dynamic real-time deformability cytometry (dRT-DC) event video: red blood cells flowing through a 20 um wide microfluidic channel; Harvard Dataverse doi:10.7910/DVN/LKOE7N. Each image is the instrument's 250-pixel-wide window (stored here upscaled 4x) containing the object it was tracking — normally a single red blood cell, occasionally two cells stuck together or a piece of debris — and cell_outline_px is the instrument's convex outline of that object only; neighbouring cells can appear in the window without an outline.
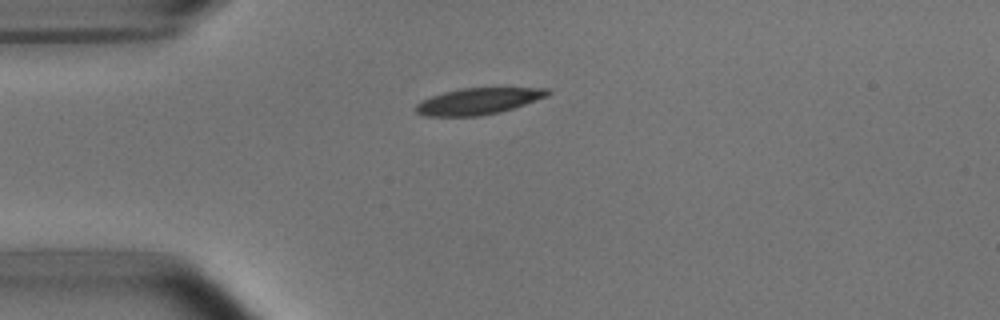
{"species": "common noctule bat (a hibernating species)", "species_latin": "Nyctalus noctula", "temperature_condition": "room temperature", "stored_images_in_passage": 8, "camera_frame_rate_fps": 3000, "um_per_image_px": 0.085, "animal": {"sex": "male", "body_mass_g": 15.6}, "frame": {"image": 1, "passage_image": 1, "time_ms": 0.0, "image_size_px": [1000, 320], "cell_outline_px": [[552, 92], [548, 96], [500, 112], [480, 116], [424, 116], [416, 112], [412, 108], [420, 100], [444, 92], [460, 88], [548, 88]], "centroid_in_image_um": [40.61, 8.6], "position_along_channel_um": 44.4, "area_um2": 20.35}}
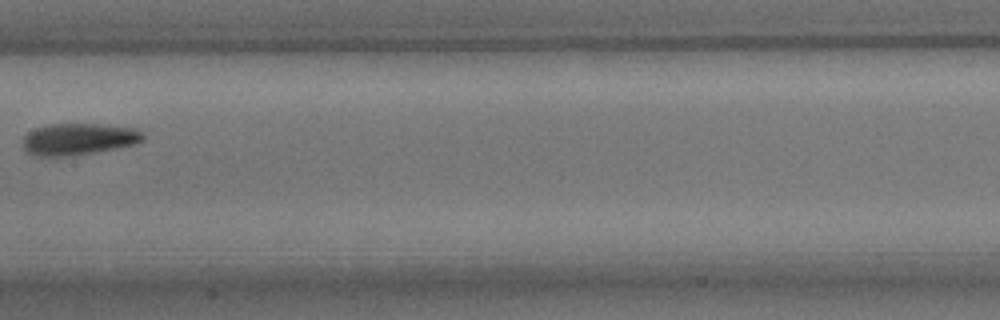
{"frame": {"image": 2, "passage_image": 5, "time_ms": 4.667, "image_size_px": [1000, 320], "cell_outline_px": [[144, 140], [136, 144], [92, 152], [68, 156], [36, 156], [28, 152], [24, 148], [24, 136], [28, 132], [36, 128], [52, 124], [96, 124], [132, 128], [144, 132]], "centroid_in_image_um": [6.68, 11.82], "position_along_channel_um": 200.7, "area_um2": 21.85}}
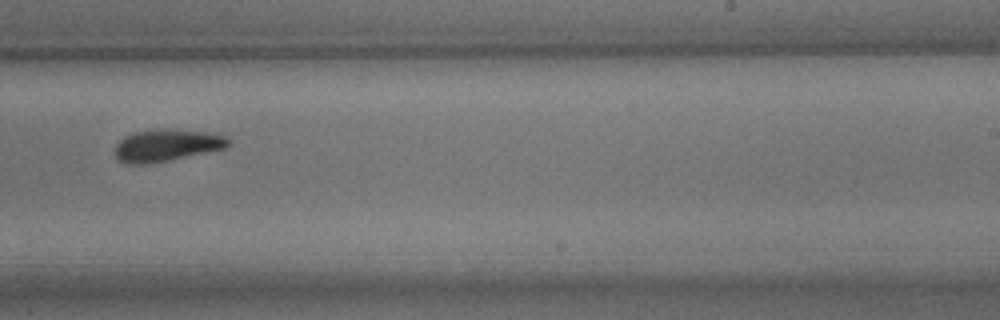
{"frame": {"image": 3, "passage_image": 7, "time_ms": 6.667, "image_size_px": [1000, 320], "cell_outline_px": [[232, 144], [224, 148], [168, 160], [144, 164], [128, 164], [120, 160], [116, 156], [116, 144], [124, 136], [132, 132], [164, 128], [204, 132], [224, 136], [232, 140]], "centroid_in_image_um": [14.16, 12.33], "position_along_channel_um": 274.8, "area_um2": 20.92}}